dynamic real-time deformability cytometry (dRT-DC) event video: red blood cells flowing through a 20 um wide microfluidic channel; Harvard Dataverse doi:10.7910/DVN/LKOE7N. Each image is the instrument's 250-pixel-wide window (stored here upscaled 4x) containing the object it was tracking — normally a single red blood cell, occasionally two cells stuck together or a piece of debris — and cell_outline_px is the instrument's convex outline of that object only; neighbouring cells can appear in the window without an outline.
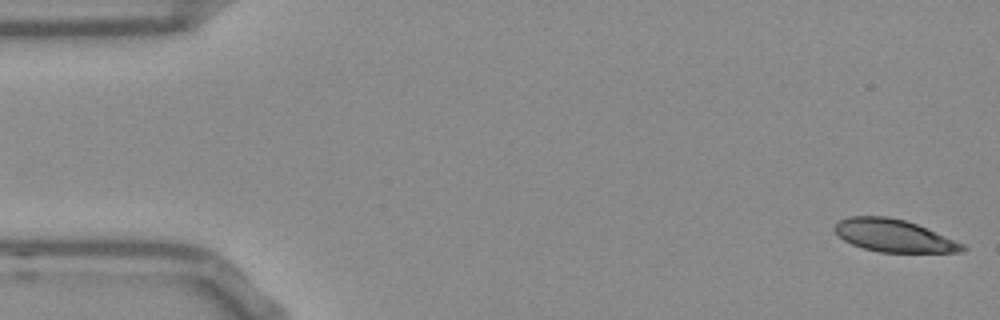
{"species": "Egyptian fruit bat (a non-hibernating species)", "species_latin": "Rousettus aegyptiacus", "temperature_condition": "room temperature", "stored_images_in_passage": 13, "camera_frame_rate_fps": 3000, "um_per_image_px": 0.085, "frame": {"image": 1, "passage_image": 1, "time_ms": 0.0, "image_size_px": [1000, 320], "cell_outline_px": [[968, 248], [964, 252], [880, 252], [864, 248], [852, 244], [844, 240], [832, 228], [840, 220], [848, 216], [888, 216], [904, 220], [916, 224], [964, 244]], "centroid_in_image_um": [75.97, 20.03], "position_along_channel_um": 9.0, "area_um2": 23.99}}
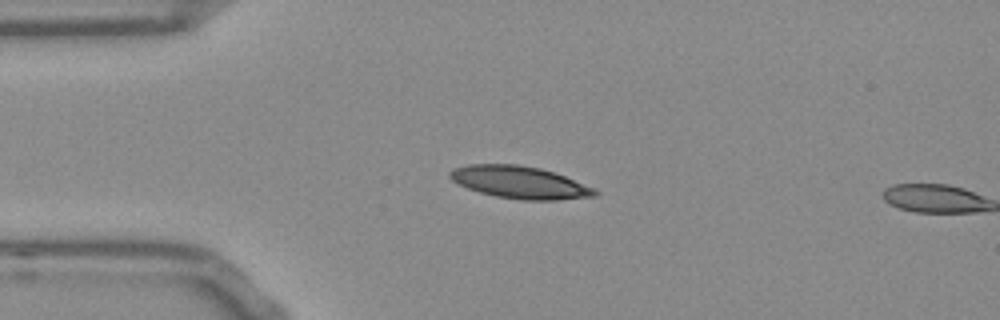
{"frame": {"image": 2, "passage_image": 12, "time_ms": 3.667, "image_size_px": [1000, 320], "cell_outline_px": [[600, 192], [596, 196], [556, 200], [520, 200], [496, 196], [480, 192], [468, 188], [452, 180], [448, 176], [448, 172], [452, 168], [468, 164], [516, 164], [540, 168], [564, 176], [596, 188]], "centroid_in_image_um": [44.18, 15.5], "position_along_channel_um": 40.8, "area_um2": 27.34}}